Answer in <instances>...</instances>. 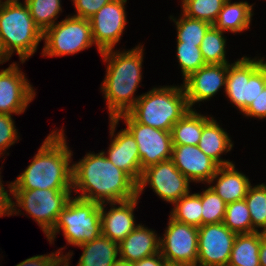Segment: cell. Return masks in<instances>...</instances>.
I'll return each mask as SVG.
<instances>
[{"mask_svg": "<svg viewBox=\"0 0 266 266\" xmlns=\"http://www.w3.org/2000/svg\"><path fill=\"white\" fill-rule=\"evenodd\" d=\"M72 191L77 198L102 203L122 202L137 197V184L116 167L103 152H88L72 162Z\"/></svg>", "mask_w": 266, "mask_h": 266, "instance_id": "1", "label": "cell"}, {"mask_svg": "<svg viewBox=\"0 0 266 266\" xmlns=\"http://www.w3.org/2000/svg\"><path fill=\"white\" fill-rule=\"evenodd\" d=\"M63 128L51 131L31 164L13 181V190L72 189L73 151Z\"/></svg>", "mask_w": 266, "mask_h": 266, "instance_id": "2", "label": "cell"}, {"mask_svg": "<svg viewBox=\"0 0 266 266\" xmlns=\"http://www.w3.org/2000/svg\"><path fill=\"white\" fill-rule=\"evenodd\" d=\"M143 48L139 44L131 50L111 49L100 53L108 64L100 89L106 100L109 118L127 113L141 97L135 92L142 80Z\"/></svg>", "mask_w": 266, "mask_h": 266, "instance_id": "3", "label": "cell"}, {"mask_svg": "<svg viewBox=\"0 0 266 266\" xmlns=\"http://www.w3.org/2000/svg\"><path fill=\"white\" fill-rule=\"evenodd\" d=\"M43 32L35 24L26 3H0V47L10 60L15 52L25 63L37 51Z\"/></svg>", "mask_w": 266, "mask_h": 266, "instance_id": "4", "label": "cell"}, {"mask_svg": "<svg viewBox=\"0 0 266 266\" xmlns=\"http://www.w3.org/2000/svg\"><path fill=\"white\" fill-rule=\"evenodd\" d=\"M190 107L182 84L154 87L141 94L128 113L138 122L155 129L171 131Z\"/></svg>", "mask_w": 266, "mask_h": 266, "instance_id": "5", "label": "cell"}, {"mask_svg": "<svg viewBox=\"0 0 266 266\" xmlns=\"http://www.w3.org/2000/svg\"><path fill=\"white\" fill-rule=\"evenodd\" d=\"M61 230L67 244L74 247L98 238L101 235V204L72 196L46 236L49 244L54 243Z\"/></svg>", "mask_w": 266, "mask_h": 266, "instance_id": "6", "label": "cell"}, {"mask_svg": "<svg viewBox=\"0 0 266 266\" xmlns=\"http://www.w3.org/2000/svg\"><path fill=\"white\" fill-rule=\"evenodd\" d=\"M266 86L265 57L243 56L227 64L225 97L243 113Z\"/></svg>", "mask_w": 266, "mask_h": 266, "instance_id": "7", "label": "cell"}, {"mask_svg": "<svg viewBox=\"0 0 266 266\" xmlns=\"http://www.w3.org/2000/svg\"><path fill=\"white\" fill-rule=\"evenodd\" d=\"M72 189L13 190V215L21 213L33 218L47 236L54 228L59 214L72 197ZM18 207V208H17ZM18 209V210H17Z\"/></svg>", "mask_w": 266, "mask_h": 266, "instance_id": "8", "label": "cell"}, {"mask_svg": "<svg viewBox=\"0 0 266 266\" xmlns=\"http://www.w3.org/2000/svg\"><path fill=\"white\" fill-rule=\"evenodd\" d=\"M42 56L62 57L77 54L95 45L88 19L68 15L43 32Z\"/></svg>", "mask_w": 266, "mask_h": 266, "instance_id": "9", "label": "cell"}, {"mask_svg": "<svg viewBox=\"0 0 266 266\" xmlns=\"http://www.w3.org/2000/svg\"><path fill=\"white\" fill-rule=\"evenodd\" d=\"M116 119L124 120L126 129L137 142L142 172L147 167L171 159L173 149L171 131L138 123L128 112L120 114Z\"/></svg>", "mask_w": 266, "mask_h": 266, "instance_id": "10", "label": "cell"}, {"mask_svg": "<svg viewBox=\"0 0 266 266\" xmlns=\"http://www.w3.org/2000/svg\"><path fill=\"white\" fill-rule=\"evenodd\" d=\"M148 185L160 199L172 205L190 192V181L177 169L171 159L161 161L143 170L137 184L139 198Z\"/></svg>", "mask_w": 266, "mask_h": 266, "instance_id": "11", "label": "cell"}, {"mask_svg": "<svg viewBox=\"0 0 266 266\" xmlns=\"http://www.w3.org/2000/svg\"><path fill=\"white\" fill-rule=\"evenodd\" d=\"M159 237V252L169 263L197 266L198 227L178 222L169 216V222Z\"/></svg>", "mask_w": 266, "mask_h": 266, "instance_id": "12", "label": "cell"}, {"mask_svg": "<svg viewBox=\"0 0 266 266\" xmlns=\"http://www.w3.org/2000/svg\"><path fill=\"white\" fill-rule=\"evenodd\" d=\"M127 0H112L90 19L92 37L99 53L114 49L123 35L127 22Z\"/></svg>", "mask_w": 266, "mask_h": 266, "instance_id": "13", "label": "cell"}, {"mask_svg": "<svg viewBox=\"0 0 266 266\" xmlns=\"http://www.w3.org/2000/svg\"><path fill=\"white\" fill-rule=\"evenodd\" d=\"M236 236L237 233L223 222L200 226L197 266H221L229 263Z\"/></svg>", "mask_w": 266, "mask_h": 266, "instance_id": "14", "label": "cell"}, {"mask_svg": "<svg viewBox=\"0 0 266 266\" xmlns=\"http://www.w3.org/2000/svg\"><path fill=\"white\" fill-rule=\"evenodd\" d=\"M13 62L6 69L0 70V113L20 115L36 96L35 88Z\"/></svg>", "mask_w": 266, "mask_h": 266, "instance_id": "15", "label": "cell"}, {"mask_svg": "<svg viewBox=\"0 0 266 266\" xmlns=\"http://www.w3.org/2000/svg\"><path fill=\"white\" fill-rule=\"evenodd\" d=\"M109 121L111 143L106 153L103 150L102 152L116 167L123 170L138 184L142 176V169L137 142L126 128L115 133L119 124L116 118H109Z\"/></svg>", "mask_w": 266, "mask_h": 266, "instance_id": "16", "label": "cell"}, {"mask_svg": "<svg viewBox=\"0 0 266 266\" xmlns=\"http://www.w3.org/2000/svg\"><path fill=\"white\" fill-rule=\"evenodd\" d=\"M227 64H206L183 80L190 109L199 102L209 101L221 88L226 89ZM194 107V108H193Z\"/></svg>", "mask_w": 266, "mask_h": 266, "instance_id": "17", "label": "cell"}, {"mask_svg": "<svg viewBox=\"0 0 266 266\" xmlns=\"http://www.w3.org/2000/svg\"><path fill=\"white\" fill-rule=\"evenodd\" d=\"M171 160L190 182L204 185L219 168L213 159L194 145H173Z\"/></svg>", "mask_w": 266, "mask_h": 266, "instance_id": "18", "label": "cell"}, {"mask_svg": "<svg viewBox=\"0 0 266 266\" xmlns=\"http://www.w3.org/2000/svg\"><path fill=\"white\" fill-rule=\"evenodd\" d=\"M139 197L112 203L101 204V235L108 237L115 243H121L124 238L132 232L138 224L136 223L134 211ZM110 209L107 211L106 206ZM118 205V206H117Z\"/></svg>", "mask_w": 266, "mask_h": 266, "instance_id": "19", "label": "cell"}, {"mask_svg": "<svg viewBox=\"0 0 266 266\" xmlns=\"http://www.w3.org/2000/svg\"><path fill=\"white\" fill-rule=\"evenodd\" d=\"M236 169L234 163L219 166L216 174L208 183L209 187H211L226 204L243 200L247 195L249 187L252 185L248 176Z\"/></svg>", "mask_w": 266, "mask_h": 266, "instance_id": "20", "label": "cell"}, {"mask_svg": "<svg viewBox=\"0 0 266 266\" xmlns=\"http://www.w3.org/2000/svg\"><path fill=\"white\" fill-rule=\"evenodd\" d=\"M159 253V236L141 223L119 243V259L129 263Z\"/></svg>", "mask_w": 266, "mask_h": 266, "instance_id": "21", "label": "cell"}, {"mask_svg": "<svg viewBox=\"0 0 266 266\" xmlns=\"http://www.w3.org/2000/svg\"><path fill=\"white\" fill-rule=\"evenodd\" d=\"M208 116L206 114L203 115V131L198 147L219 166L232 164L233 162L229 159L226 160L221 157V155L232 150L233 142L231 137L214 117Z\"/></svg>", "mask_w": 266, "mask_h": 266, "instance_id": "22", "label": "cell"}, {"mask_svg": "<svg viewBox=\"0 0 266 266\" xmlns=\"http://www.w3.org/2000/svg\"><path fill=\"white\" fill-rule=\"evenodd\" d=\"M254 4L247 1L232 2L227 0L219 12L213 26L223 32L240 33L250 29Z\"/></svg>", "mask_w": 266, "mask_h": 266, "instance_id": "23", "label": "cell"}, {"mask_svg": "<svg viewBox=\"0 0 266 266\" xmlns=\"http://www.w3.org/2000/svg\"><path fill=\"white\" fill-rule=\"evenodd\" d=\"M77 247L83 249L77 266H112L119 259V244L103 235Z\"/></svg>", "mask_w": 266, "mask_h": 266, "instance_id": "24", "label": "cell"}, {"mask_svg": "<svg viewBox=\"0 0 266 266\" xmlns=\"http://www.w3.org/2000/svg\"><path fill=\"white\" fill-rule=\"evenodd\" d=\"M264 237L265 233L261 231L237 234L229 263L234 266H260L259 248Z\"/></svg>", "mask_w": 266, "mask_h": 266, "instance_id": "25", "label": "cell"}, {"mask_svg": "<svg viewBox=\"0 0 266 266\" xmlns=\"http://www.w3.org/2000/svg\"><path fill=\"white\" fill-rule=\"evenodd\" d=\"M203 131V114L190 109L171 129L173 145L198 146Z\"/></svg>", "mask_w": 266, "mask_h": 266, "instance_id": "26", "label": "cell"}, {"mask_svg": "<svg viewBox=\"0 0 266 266\" xmlns=\"http://www.w3.org/2000/svg\"><path fill=\"white\" fill-rule=\"evenodd\" d=\"M170 217L187 225L202 226V202L197 193H188L173 204Z\"/></svg>", "mask_w": 266, "mask_h": 266, "instance_id": "27", "label": "cell"}, {"mask_svg": "<svg viewBox=\"0 0 266 266\" xmlns=\"http://www.w3.org/2000/svg\"><path fill=\"white\" fill-rule=\"evenodd\" d=\"M226 40L223 31L213 25L205 33L200 50L206 64H229L226 58Z\"/></svg>", "mask_w": 266, "mask_h": 266, "instance_id": "28", "label": "cell"}, {"mask_svg": "<svg viewBox=\"0 0 266 266\" xmlns=\"http://www.w3.org/2000/svg\"><path fill=\"white\" fill-rule=\"evenodd\" d=\"M180 18L170 16V19L176 25L177 42H184V44H196L200 47L205 33L212 26L209 22L187 17L182 12Z\"/></svg>", "mask_w": 266, "mask_h": 266, "instance_id": "29", "label": "cell"}, {"mask_svg": "<svg viewBox=\"0 0 266 266\" xmlns=\"http://www.w3.org/2000/svg\"><path fill=\"white\" fill-rule=\"evenodd\" d=\"M244 199L252 220V232L266 233V184L251 185Z\"/></svg>", "mask_w": 266, "mask_h": 266, "instance_id": "30", "label": "cell"}, {"mask_svg": "<svg viewBox=\"0 0 266 266\" xmlns=\"http://www.w3.org/2000/svg\"><path fill=\"white\" fill-rule=\"evenodd\" d=\"M26 4L35 24L42 32L54 26L62 12L61 0H27Z\"/></svg>", "mask_w": 266, "mask_h": 266, "instance_id": "31", "label": "cell"}, {"mask_svg": "<svg viewBox=\"0 0 266 266\" xmlns=\"http://www.w3.org/2000/svg\"><path fill=\"white\" fill-rule=\"evenodd\" d=\"M227 0H181L182 13L213 25Z\"/></svg>", "mask_w": 266, "mask_h": 266, "instance_id": "32", "label": "cell"}, {"mask_svg": "<svg viewBox=\"0 0 266 266\" xmlns=\"http://www.w3.org/2000/svg\"><path fill=\"white\" fill-rule=\"evenodd\" d=\"M223 223L237 234L252 233V220L245 199L226 205Z\"/></svg>", "mask_w": 266, "mask_h": 266, "instance_id": "33", "label": "cell"}, {"mask_svg": "<svg viewBox=\"0 0 266 266\" xmlns=\"http://www.w3.org/2000/svg\"><path fill=\"white\" fill-rule=\"evenodd\" d=\"M197 194L202 202V225L222 223L227 205L222 198L209 186Z\"/></svg>", "mask_w": 266, "mask_h": 266, "instance_id": "34", "label": "cell"}, {"mask_svg": "<svg viewBox=\"0 0 266 266\" xmlns=\"http://www.w3.org/2000/svg\"><path fill=\"white\" fill-rule=\"evenodd\" d=\"M176 52L175 56L178 59L177 62L181 68L183 80L206 65L200 47L196 46V44L177 42Z\"/></svg>", "mask_w": 266, "mask_h": 266, "instance_id": "35", "label": "cell"}, {"mask_svg": "<svg viewBox=\"0 0 266 266\" xmlns=\"http://www.w3.org/2000/svg\"><path fill=\"white\" fill-rule=\"evenodd\" d=\"M13 115L0 113V157L5 151L19 140L18 130L15 128Z\"/></svg>", "mask_w": 266, "mask_h": 266, "instance_id": "36", "label": "cell"}, {"mask_svg": "<svg viewBox=\"0 0 266 266\" xmlns=\"http://www.w3.org/2000/svg\"><path fill=\"white\" fill-rule=\"evenodd\" d=\"M111 1L112 0H72L76 9V14L72 16L89 20L102 6Z\"/></svg>", "mask_w": 266, "mask_h": 266, "instance_id": "37", "label": "cell"}, {"mask_svg": "<svg viewBox=\"0 0 266 266\" xmlns=\"http://www.w3.org/2000/svg\"><path fill=\"white\" fill-rule=\"evenodd\" d=\"M63 249H65V246L56 250L57 252L54 251L49 254L32 256L16 266H52L61 256H64V254H62Z\"/></svg>", "mask_w": 266, "mask_h": 266, "instance_id": "38", "label": "cell"}, {"mask_svg": "<svg viewBox=\"0 0 266 266\" xmlns=\"http://www.w3.org/2000/svg\"><path fill=\"white\" fill-rule=\"evenodd\" d=\"M242 114L245 117L266 119V86Z\"/></svg>", "mask_w": 266, "mask_h": 266, "instance_id": "39", "label": "cell"}, {"mask_svg": "<svg viewBox=\"0 0 266 266\" xmlns=\"http://www.w3.org/2000/svg\"><path fill=\"white\" fill-rule=\"evenodd\" d=\"M1 174V172H0ZM1 175H0V218L2 216H12L13 215V197H10V194L12 196V192H13V182H8L9 184H7L8 186V190H5V187L2 183L3 180H1ZM8 192H10L8 194Z\"/></svg>", "mask_w": 266, "mask_h": 266, "instance_id": "40", "label": "cell"}, {"mask_svg": "<svg viewBox=\"0 0 266 266\" xmlns=\"http://www.w3.org/2000/svg\"><path fill=\"white\" fill-rule=\"evenodd\" d=\"M167 261L161 255V253H157L147 258H143L140 261L133 262V266H165Z\"/></svg>", "mask_w": 266, "mask_h": 266, "instance_id": "41", "label": "cell"}, {"mask_svg": "<svg viewBox=\"0 0 266 266\" xmlns=\"http://www.w3.org/2000/svg\"><path fill=\"white\" fill-rule=\"evenodd\" d=\"M72 256L73 252L69 251L67 254L65 253L64 256H61L52 266H70Z\"/></svg>", "mask_w": 266, "mask_h": 266, "instance_id": "42", "label": "cell"}, {"mask_svg": "<svg viewBox=\"0 0 266 266\" xmlns=\"http://www.w3.org/2000/svg\"><path fill=\"white\" fill-rule=\"evenodd\" d=\"M259 262L260 266H266V236L261 240L259 248Z\"/></svg>", "mask_w": 266, "mask_h": 266, "instance_id": "43", "label": "cell"}, {"mask_svg": "<svg viewBox=\"0 0 266 266\" xmlns=\"http://www.w3.org/2000/svg\"><path fill=\"white\" fill-rule=\"evenodd\" d=\"M112 266H133L132 263L118 259Z\"/></svg>", "mask_w": 266, "mask_h": 266, "instance_id": "44", "label": "cell"}, {"mask_svg": "<svg viewBox=\"0 0 266 266\" xmlns=\"http://www.w3.org/2000/svg\"><path fill=\"white\" fill-rule=\"evenodd\" d=\"M7 61H9V60L3 55L1 47H0V64H3Z\"/></svg>", "mask_w": 266, "mask_h": 266, "instance_id": "45", "label": "cell"}, {"mask_svg": "<svg viewBox=\"0 0 266 266\" xmlns=\"http://www.w3.org/2000/svg\"><path fill=\"white\" fill-rule=\"evenodd\" d=\"M27 0H24V3H26ZM0 3H21L20 0H0Z\"/></svg>", "mask_w": 266, "mask_h": 266, "instance_id": "46", "label": "cell"}, {"mask_svg": "<svg viewBox=\"0 0 266 266\" xmlns=\"http://www.w3.org/2000/svg\"><path fill=\"white\" fill-rule=\"evenodd\" d=\"M165 266H190V265H187V264H179V263H169V262H167L165 264Z\"/></svg>", "mask_w": 266, "mask_h": 266, "instance_id": "47", "label": "cell"}, {"mask_svg": "<svg viewBox=\"0 0 266 266\" xmlns=\"http://www.w3.org/2000/svg\"><path fill=\"white\" fill-rule=\"evenodd\" d=\"M221 266H234V265H232L230 263H227V264H224V265H221Z\"/></svg>", "mask_w": 266, "mask_h": 266, "instance_id": "48", "label": "cell"}]
</instances>
